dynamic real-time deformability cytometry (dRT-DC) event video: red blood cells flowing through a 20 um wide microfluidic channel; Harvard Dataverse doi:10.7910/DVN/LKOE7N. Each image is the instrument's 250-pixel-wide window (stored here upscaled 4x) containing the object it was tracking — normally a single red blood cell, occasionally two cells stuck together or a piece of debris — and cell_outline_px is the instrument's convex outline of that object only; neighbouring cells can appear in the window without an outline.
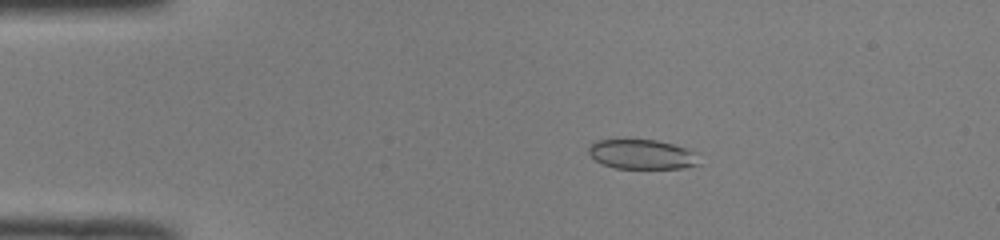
{"species": "common noctule bat (a hibernating species)", "species_latin": "Nyctalus noctula", "temperature_condition": "room temperature", "stored_images_in_passage": 47, "camera_frame_rate_fps": 3000, "um_per_image_px": 0.085, "animal": {"sex": "male", "body_mass_g": 19.0, "forearm_length_mm": 50.8}, "frame": {"image": 1, "passage_image": 10, "time_ms": 3.0, "image_size_px": [1000, 240], "cell_outline_px": [[700, 164], [680, 168], [616, 168], [604, 164], [596, 160], [588, 152], [588, 148], [596, 140], [624, 136], [656, 140], [672, 144], [696, 152]], "centroid_in_image_um": [54.52, 13.06], "position_along_channel_um": 30.5, "area_um2": 19.65}}
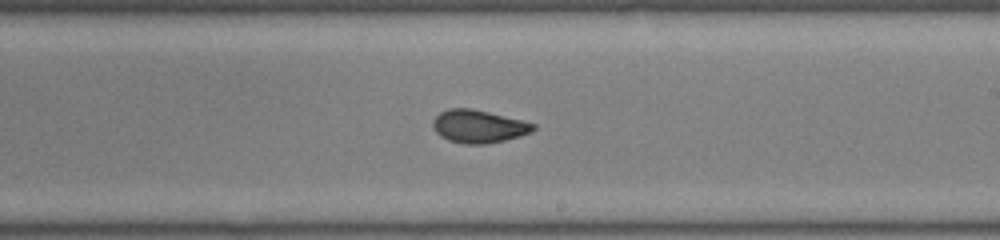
{"frame": {"image": 2, "passage_image": 30, "time_ms": 9.667, "image_size_px": [1000, 240], "cell_outline_px": [[536, 128], [532, 132], [520, 136], [504, 140], [484, 144], [464, 144], [448, 140], [440, 136], [436, 132], [432, 124], [432, 120], [440, 112], [448, 108], [472, 108], [536, 124]], "centroid_in_image_um": [40.66, 10.74], "position_along_channel_um": 248.3, "area_um2": 19.19}}
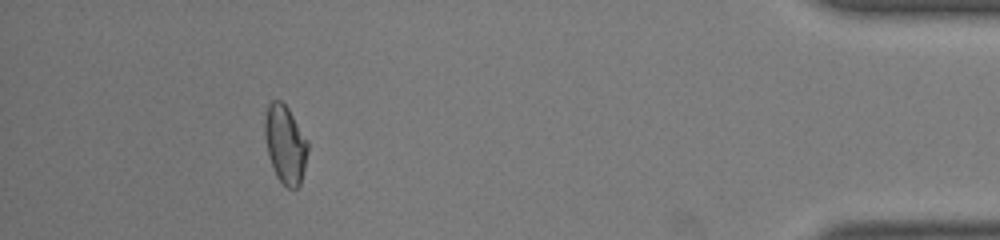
{"frame": {"image": 3, "passage_image": 46, "time_ms": 15.0, "image_size_px": [1000, 240], "cell_outline_px": [[308, 148], [304, 168], [300, 184], [296, 188], [288, 188], [276, 176], [268, 152], [264, 136], [264, 116], [268, 104], [272, 100], [280, 100], [288, 108], [308, 140]], "centroid_in_image_um": [24.23, 12.22], "position_along_channel_um": 411.0, "area_um2": 19.48}, "authors_computed_cell_mechanics": {"area_um2": 19.363, "velocity_mm_per_s": 4.0903, "shape_relaxation_time_tau1_ms": 9.2713, "shape_relaxation_time_tau2_ms": 0.8514, "deformation_change_tau1": 0.1686, "deformation_change_tau2": 0.0519}}